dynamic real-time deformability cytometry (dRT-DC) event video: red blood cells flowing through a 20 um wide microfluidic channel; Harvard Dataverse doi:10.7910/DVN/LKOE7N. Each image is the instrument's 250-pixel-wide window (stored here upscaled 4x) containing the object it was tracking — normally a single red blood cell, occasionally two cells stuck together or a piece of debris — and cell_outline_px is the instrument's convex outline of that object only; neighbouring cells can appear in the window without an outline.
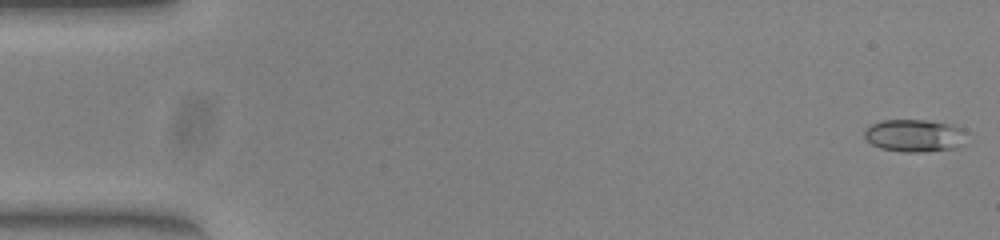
{"species": "common noctule bat (a hibernating species)", "species_latin": "Nyctalus noctula", "temperature_condition": "warm", "stored_images_in_passage": 8, "camera_frame_rate_fps": 3000, "um_per_image_px": 0.085, "animal": {"sex": "female", "body_mass_g": 23.0, "forearm_length_mm": 53.4}, "frame": {"image": 1, "passage_image": 1, "time_ms": 0.0, "image_size_px": [1000, 240], "cell_outline_px": [[964, 132], [956, 148], [920, 152], [904, 152], [880, 148], [872, 144], [864, 136], [864, 128], [880, 120], [924, 120], [952, 124], [964, 128]], "centroid_in_image_um": [77.66, 11.51], "position_along_channel_um": 7.3, "area_um2": 19.13}}